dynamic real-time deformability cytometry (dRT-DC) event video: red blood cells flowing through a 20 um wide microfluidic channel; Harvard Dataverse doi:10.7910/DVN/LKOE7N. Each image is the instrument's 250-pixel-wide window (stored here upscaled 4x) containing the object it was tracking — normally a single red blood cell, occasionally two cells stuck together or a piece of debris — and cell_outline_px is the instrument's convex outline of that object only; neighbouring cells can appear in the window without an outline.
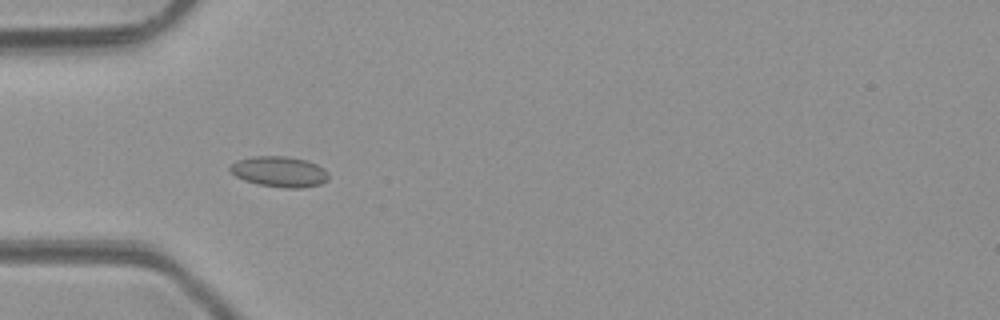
{"species": "common noctule bat (a hibernating species)", "species_latin": "Nyctalus noctula", "temperature_condition": "room temperature", "stored_images_in_passage": 5, "camera_frame_rate_fps": 3000, "um_per_image_px": 0.085, "animal": {"sex": "male", "body_mass_g": 23.1, "forearm_length_mm": 52.7}, "frame": {"image": 1, "passage_image": 4, "time_ms": 3.667, "image_size_px": [1000, 320], "cell_outline_px": [[328, 180], [320, 184], [300, 188], [284, 188], [256, 184], [244, 180], [236, 176], [228, 168], [236, 160], [252, 156], [288, 156], [308, 160], [324, 168], [328, 172]], "centroid_in_image_um": [23.76, 14.58], "position_along_channel_um": 61.2, "area_um2": 17.74}}
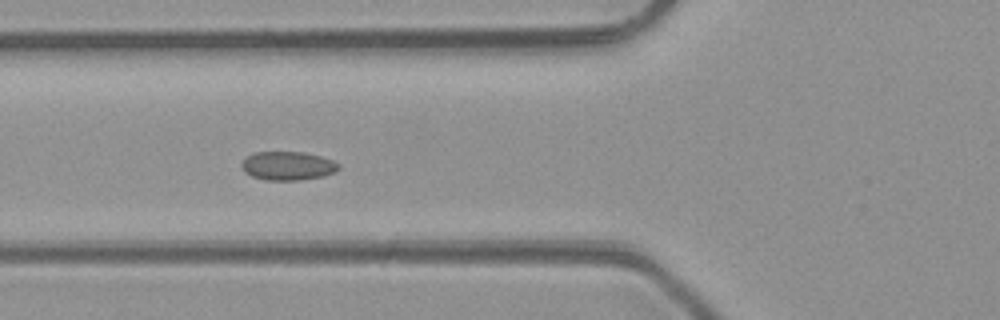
{"frame": {"image": 2, "passage_image": 5, "time_ms": 4.667, "image_size_px": [1000, 320], "cell_outline_px": [[340, 168], [336, 172], [324, 176], [300, 180], [264, 180], [252, 176], [244, 172], [240, 164], [248, 156], [256, 152], [304, 152], [320, 156], [332, 160], [340, 164]], "centroid_in_image_um": [24.48, 14.1], "position_along_channel_um": 101.3, "area_um2": 16.3}}